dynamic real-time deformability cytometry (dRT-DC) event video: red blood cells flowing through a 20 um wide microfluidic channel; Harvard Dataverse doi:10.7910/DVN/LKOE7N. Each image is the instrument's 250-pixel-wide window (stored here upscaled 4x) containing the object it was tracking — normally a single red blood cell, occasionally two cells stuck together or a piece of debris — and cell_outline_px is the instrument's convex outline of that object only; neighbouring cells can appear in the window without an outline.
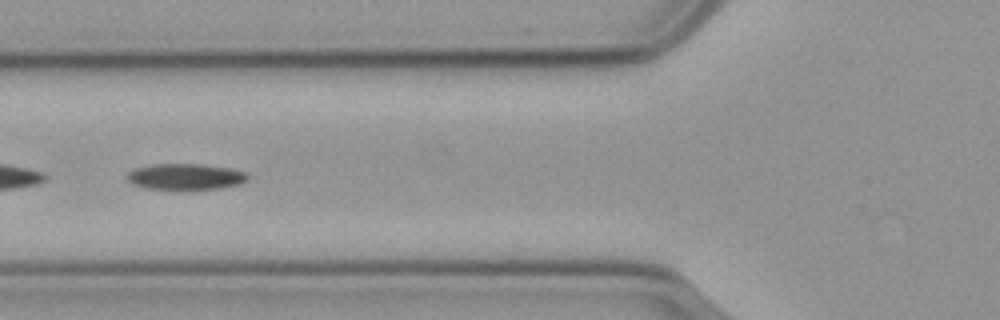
{"species": "common noctule bat (a hibernating species)", "species_latin": "Nyctalus noctula", "temperature_condition": "cold", "stored_images_in_passage": 42, "camera_frame_rate_fps": 3000, "um_per_image_px": 0.085, "animal": {"sex": "male", "body_mass_g": 23.1, "forearm_length_mm": 52.7}, "frame": {"image": 1, "passage_image": 21, "time_ms": 6.667, "image_size_px": [1000, 320], "cell_outline_px": [[248, 180], [240, 184], [220, 188], [148, 188], [132, 184], [128, 180], [128, 172], [136, 168], [152, 164], [204, 164], [232, 168], [244, 172], [248, 176]], "centroid_in_image_um": [15.8, 14.99], "position_along_channel_um": 110.0, "area_um2": 17.98}}
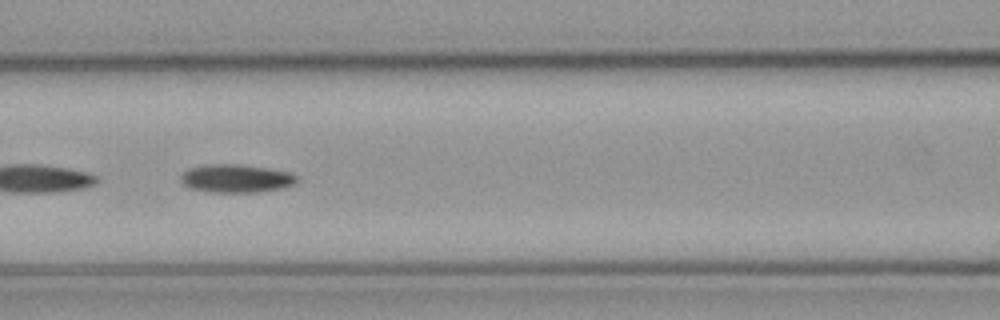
{"frame": {"image": 2, "passage_image": 24, "time_ms": 7.667, "image_size_px": [1000, 320], "cell_outline_px": [[296, 180], [292, 184], [280, 188], [256, 192], [208, 192], [188, 188], [180, 180], [180, 176], [188, 168], [208, 164], [240, 164], [292, 172], [296, 176]], "centroid_in_image_um": [20.01, 15.16], "position_along_channel_um": 146.6, "area_um2": 19.02}}
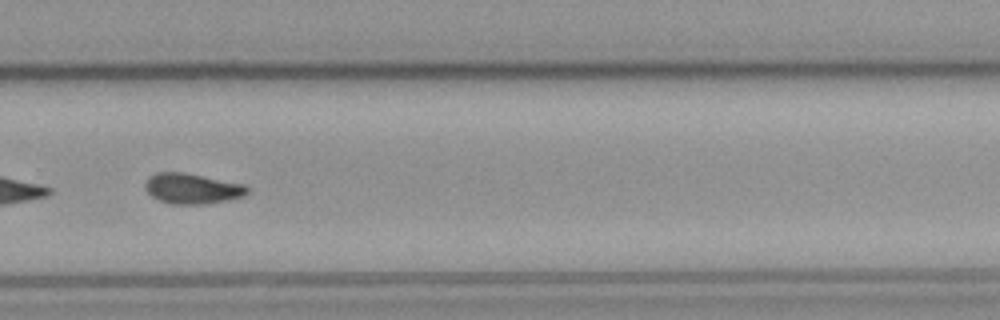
{"frame": {"image": 3, "passage_image": 38, "time_ms": 12.333, "image_size_px": [1000, 320], "cell_outline_px": [[248, 192], [244, 196], [228, 200], [204, 204], [172, 204], [160, 200], [152, 196], [144, 188], [144, 184], [148, 176], [156, 172], [184, 172], [244, 184], [248, 188]], "centroid_in_image_um": [16.31, 16.02], "position_along_channel_um": 313.5, "area_um2": 18.15}}